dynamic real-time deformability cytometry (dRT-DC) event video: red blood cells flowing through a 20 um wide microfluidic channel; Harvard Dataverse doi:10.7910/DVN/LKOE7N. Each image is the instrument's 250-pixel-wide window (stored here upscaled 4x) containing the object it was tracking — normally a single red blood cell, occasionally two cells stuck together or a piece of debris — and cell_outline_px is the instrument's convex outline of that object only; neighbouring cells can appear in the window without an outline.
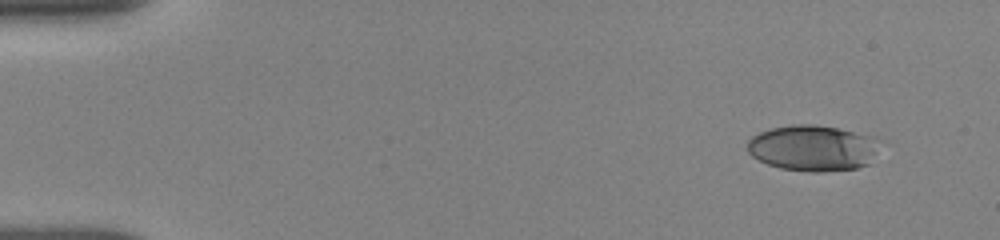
{"species": "human", "species_latin": "Homo sapiens", "temperature_condition": "room temperature", "stored_images_in_passage": 6, "camera_frame_rate_fps": 3000, "um_per_image_px": 0.085, "donor": {"sex": "female"}, "frame": {"image": 1, "passage_image": 1, "time_ms": 0.0, "image_size_px": [1000, 240], "cell_outline_px": [[884, 140], [868, 164], [856, 168], [820, 172], [808, 172], [780, 168], [768, 164], [752, 156], [748, 152], [748, 140], [752, 136], [760, 132], [772, 128], [792, 124], [812, 124], [836, 128], [876, 136]], "centroid_in_image_um": [69.14, 12.57], "position_along_channel_um": 15.9, "area_um2": 35.72}}
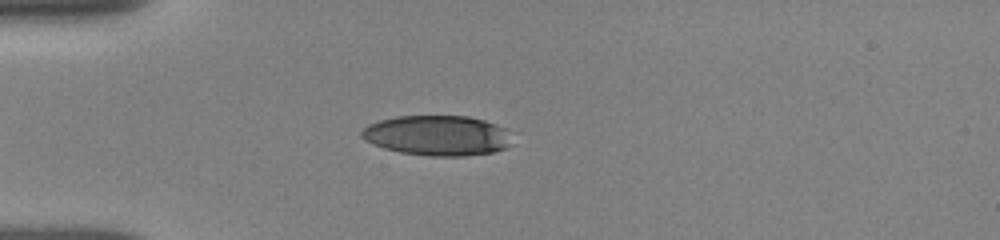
{"frame": {"image": 2, "passage_image": 5, "time_ms": 3.333, "image_size_px": [1000, 240], "cell_outline_px": [[508, 144], [504, 148], [492, 152], [464, 156], [432, 156], [400, 152], [384, 148], [364, 140], [360, 136], [360, 132], [368, 124], [380, 120], [396, 116], [468, 116], [484, 120], [496, 124], [504, 128]], "centroid_in_image_um": [37.09, 11.51], "position_along_channel_um": 47.9, "area_um2": 34.8}}